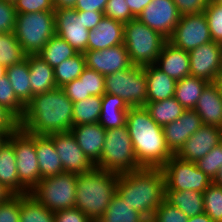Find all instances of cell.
Returning a JSON list of instances; mask_svg holds the SVG:
<instances>
[{"label": "cell", "mask_w": 222, "mask_h": 222, "mask_svg": "<svg viewBox=\"0 0 222 222\" xmlns=\"http://www.w3.org/2000/svg\"><path fill=\"white\" fill-rule=\"evenodd\" d=\"M126 126L141 167L161 168L174 155L167 146L163 127L151 118L145 106L130 107Z\"/></svg>", "instance_id": "cell-2"}, {"label": "cell", "mask_w": 222, "mask_h": 222, "mask_svg": "<svg viewBox=\"0 0 222 222\" xmlns=\"http://www.w3.org/2000/svg\"><path fill=\"white\" fill-rule=\"evenodd\" d=\"M77 14L83 15V22L85 24V28H87L89 31L93 30L104 18V12L99 11H77Z\"/></svg>", "instance_id": "cell-54"}, {"label": "cell", "mask_w": 222, "mask_h": 222, "mask_svg": "<svg viewBox=\"0 0 222 222\" xmlns=\"http://www.w3.org/2000/svg\"><path fill=\"white\" fill-rule=\"evenodd\" d=\"M77 54L78 52L67 41L55 34L37 55L54 69L64 60Z\"/></svg>", "instance_id": "cell-34"}, {"label": "cell", "mask_w": 222, "mask_h": 222, "mask_svg": "<svg viewBox=\"0 0 222 222\" xmlns=\"http://www.w3.org/2000/svg\"><path fill=\"white\" fill-rule=\"evenodd\" d=\"M129 109L130 106L119 96L105 93L98 123L106 130L125 126Z\"/></svg>", "instance_id": "cell-28"}, {"label": "cell", "mask_w": 222, "mask_h": 222, "mask_svg": "<svg viewBox=\"0 0 222 222\" xmlns=\"http://www.w3.org/2000/svg\"><path fill=\"white\" fill-rule=\"evenodd\" d=\"M61 159L64 172L82 174L91 171L95 165L87 158L70 131L48 134Z\"/></svg>", "instance_id": "cell-13"}, {"label": "cell", "mask_w": 222, "mask_h": 222, "mask_svg": "<svg viewBox=\"0 0 222 222\" xmlns=\"http://www.w3.org/2000/svg\"><path fill=\"white\" fill-rule=\"evenodd\" d=\"M6 69H7L6 66L0 64V77H3L6 75Z\"/></svg>", "instance_id": "cell-61"}, {"label": "cell", "mask_w": 222, "mask_h": 222, "mask_svg": "<svg viewBox=\"0 0 222 222\" xmlns=\"http://www.w3.org/2000/svg\"><path fill=\"white\" fill-rule=\"evenodd\" d=\"M167 41L166 37L137 18L124 24L123 44L132 65L144 67L155 64Z\"/></svg>", "instance_id": "cell-5"}, {"label": "cell", "mask_w": 222, "mask_h": 222, "mask_svg": "<svg viewBox=\"0 0 222 222\" xmlns=\"http://www.w3.org/2000/svg\"><path fill=\"white\" fill-rule=\"evenodd\" d=\"M168 41L186 52L213 41L204 12L181 16Z\"/></svg>", "instance_id": "cell-12"}, {"label": "cell", "mask_w": 222, "mask_h": 222, "mask_svg": "<svg viewBox=\"0 0 222 222\" xmlns=\"http://www.w3.org/2000/svg\"><path fill=\"white\" fill-rule=\"evenodd\" d=\"M77 174L63 172L41 179L29 192L37 202L52 212L75 208Z\"/></svg>", "instance_id": "cell-8"}, {"label": "cell", "mask_w": 222, "mask_h": 222, "mask_svg": "<svg viewBox=\"0 0 222 222\" xmlns=\"http://www.w3.org/2000/svg\"><path fill=\"white\" fill-rule=\"evenodd\" d=\"M21 195H13L0 203V222H20Z\"/></svg>", "instance_id": "cell-46"}, {"label": "cell", "mask_w": 222, "mask_h": 222, "mask_svg": "<svg viewBox=\"0 0 222 222\" xmlns=\"http://www.w3.org/2000/svg\"><path fill=\"white\" fill-rule=\"evenodd\" d=\"M147 80V102H156L174 97L177 81L155 64L143 67Z\"/></svg>", "instance_id": "cell-26"}, {"label": "cell", "mask_w": 222, "mask_h": 222, "mask_svg": "<svg viewBox=\"0 0 222 222\" xmlns=\"http://www.w3.org/2000/svg\"><path fill=\"white\" fill-rule=\"evenodd\" d=\"M0 105L10 111L19 121L24 117L26 106L17 98L8 77H0Z\"/></svg>", "instance_id": "cell-39"}, {"label": "cell", "mask_w": 222, "mask_h": 222, "mask_svg": "<svg viewBox=\"0 0 222 222\" xmlns=\"http://www.w3.org/2000/svg\"><path fill=\"white\" fill-rule=\"evenodd\" d=\"M61 89L73 103L85 99L84 79H75L65 84Z\"/></svg>", "instance_id": "cell-50"}, {"label": "cell", "mask_w": 222, "mask_h": 222, "mask_svg": "<svg viewBox=\"0 0 222 222\" xmlns=\"http://www.w3.org/2000/svg\"><path fill=\"white\" fill-rule=\"evenodd\" d=\"M55 222H93L77 208L64 209L54 212Z\"/></svg>", "instance_id": "cell-51"}, {"label": "cell", "mask_w": 222, "mask_h": 222, "mask_svg": "<svg viewBox=\"0 0 222 222\" xmlns=\"http://www.w3.org/2000/svg\"><path fill=\"white\" fill-rule=\"evenodd\" d=\"M165 200L180 209L188 218L204 213L203 192L165 190Z\"/></svg>", "instance_id": "cell-29"}, {"label": "cell", "mask_w": 222, "mask_h": 222, "mask_svg": "<svg viewBox=\"0 0 222 222\" xmlns=\"http://www.w3.org/2000/svg\"><path fill=\"white\" fill-rule=\"evenodd\" d=\"M188 53L190 75L205 79L208 82H217L222 61V44L210 41Z\"/></svg>", "instance_id": "cell-16"}, {"label": "cell", "mask_w": 222, "mask_h": 222, "mask_svg": "<svg viewBox=\"0 0 222 222\" xmlns=\"http://www.w3.org/2000/svg\"><path fill=\"white\" fill-rule=\"evenodd\" d=\"M95 167L117 174L142 168L133 149L127 126L106 130L104 147Z\"/></svg>", "instance_id": "cell-6"}, {"label": "cell", "mask_w": 222, "mask_h": 222, "mask_svg": "<svg viewBox=\"0 0 222 222\" xmlns=\"http://www.w3.org/2000/svg\"><path fill=\"white\" fill-rule=\"evenodd\" d=\"M96 222H148V220L133 210L116 192L103 216Z\"/></svg>", "instance_id": "cell-32"}, {"label": "cell", "mask_w": 222, "mask_h": 222, "mask_svg": "<svg viewBox=\"0 0 222 222\" xmlns=\"http://www.w3.org/2000/svg\"><path fill=\"white\" fill-rule=\"evenodd\" d=\"M187 222H214L205 212L194 217H189Z\"/></svg>", "instance_id": "cell-58"}, {"label": "cell", "mask_w": 222, "mask_h": 222, "mask_svg": "<svg viewBox=\"0 0 222 222\" xmlns=\"http://www.w3.org/2000/svg\"><path fill=\"white\" fill-rule=\"evenodd\" d=\"M155 65L176 81L190 75L189 53L167 41Z\"/></svg>", "instance_id": "cell-23"}, {"label": "cell", "mask_w": 222, "mask_h": 222, "mask_svg": "<svg viewBox=\"0 0 222 222\" xmlns=\"http://www.w3.org/2000/svg\"><path fill=\"white\" fill-rule=\"evenodd\" d=\"M3 1L8 2V3L15 4V2H16L17 0H3Z\"/></svg>", "instance_id": "cell-63"}, {"label": "cell", "mask_w": 222, "mask_h": 222, "mask_svg": "<svg viewBox=\"0 0 222 222\" xmlns=\"http://www.w3.org/2000/svg\"><path fill=\"white\" fill-rule=\"evenodd\" d=\"M20 121L5 107L0 105V129H18Z\"/></svg>", "instance_id": "cell-53"}, {"label": "cell", "mask_w": 222, "mask_h": 222, "mask_svg": "<svg viewBox=\"0 0 222 222\" xmlns=\"http://www.w3.org/2000/svg\"><path fill=\"white\" fill-rule=\"evenodd\" d=\"M86 67L102 74H113L132 66L124 44L102 50H87L83 53Z\"/></svg>", "instance_id": "cell-17"}, {"label": "cell", "mask_w": 222, "mask_h": 222, "mask_svg": "<svg viewBox=\"0 0 222 222\" xmlns=\"http://www.w3.org/2000/svg\"><path fill=\"white\" fill-rule=\"evenodd\" d=\"M20 207V222H55L54 212L29 194L21 195Z\"/></svg>", "instance_id": "cell-37"}, {"label": "cell", "mask_w": 222, "mask_h": 222, "mask_svg": "<svg viewBox=\"0 0 222 222\" xmlns=\"http://www.w3.org/2000/svg\"><path fill=\"white\" fill-rule=\"evenodd\" d=\"M188 217L176 206L164 200L148 222H187Z\"/></svg>", "instance_id": "cell-44"}, {"label": "cell", "mask_w": 222, "mask_h": 222, "mask_svg": "<svg viewBox=\"0 0 222 222\" xmlns=\"http://www.w3.org/2000/svg\"><path fill=\"white\" fill-rule=\"evenodd\" d=\"M6 76L17 98L26 106L31 101L28 61L24 59L18 64L8 66L6 69Z\"/></svg>", "instance_id": "cell-31"}, {"label": "cell", "mask_w": 222, "mask_h": 222, "mask_svg": "<svg viewBox=\"0 0 222 222\" xmlns=\"http://www.w3.org/2000/svg\"><path fill=\"white\" fill-rule=\"evenodd\" d=\"M202 125V119L194 109L185 110L178 119L164 125V137L170 151L176 155Z\"/></svg>", "instance_id": "cell-19"}, {"label": "cell", "mask_w": 222, "mask_h": 222, "mask_svg": "<svg viewBox=\"0 0 222 222\" xmlns=\"http://www.w3.org/2000/svg\"><path fill=\"white\" fill-rule=\"evenodd\" d=\"M14 4L0 0V33H12L16 23Z\"/></svg>", "instance_id": "cell-48"}, {"label": "cell", "mask_w": 222, "mask_h": 222, "mask_svg": "<svg viewBox=\"0 0 222 222\" xmlns=\"http://www.w3.org/2000/svg\"><path fill=\"white\" fill-rule=\"evenodd\" d=\"M70 132L87 158L95 165L101 158L106 129L99 123L72 126Z\"/></svg>", "instance_id": "cell-20"}, {"label": "cell", "mask_w": 222, "mask_h": 222, "mask_svg": "<svg viewBox=\"0 0 222 222\" xmlns=\"http://www.w3.org/2000/svg\"><path fill=\"white\" fill-rule=\"evenodd\" d=\"M181 15L173 0H152L137 17L142 23L169 39Z\"/></svg>", "instance_id": "cell-14"}, {"label": "cell", "mask_w": 222, "mask_h": 222, "mask_svg": "<svg viewBox=\"0 0 222 222\" xmlns=\"http://www.w3.org/2000/svg\"><path fill=\"white\" fill-rule=\"evenodd\" d=\"M221 142L222 128L203 124L188 138L176 156L186 161L196 162Z\"/></svg>", "instance_id": "cell-18"}, {"label": "cell", "mask_w": 222, "mask_h": 222, "mask_svg": "<svg viewBox=\"0 0 222 222\" xmlns=\"http://www.w3.org/2000/svg\"><path fill=\"white\" fill-rule=\"evenodd\" d=\"M14 34L27 55L38 54L56 34L55 12L17 13Z\"/></svg>", "instance_id": "cell-7"}, {"label": "cell", "mask_w": 222, "mask_h": 222, "mask_svg": "<svg viewBox=\"0 0 222 222\" xmlns=\"http://www.w3.org/2000/svg\"><path fill=\"white\" fill-rule=\"evenodd\" d=\"M102 107V96H90L73 103V126L98 123Z\"/></svg>", "instance_id": "cell-35"}, {"label": "cell", "mask_w": 222, "mask_h": 222, "mask_svg": "<svg viewBox=\"0 0 222 222\" xmlns=\"http://www.w3.org/2000/svg\"><path fill=\"white\" fill-rule=\"evenodd\" d=\"M108 0H77L74 9L77 11L104 12Z\"/></svg>", "instance_id": "cell-52"}, {"label": "cell", "mask_w": 222, "mask_h": 222, "mask_svg": "<svg viewBox=\"0 0 222 222\" xmlns=\"http://www.w3.org/2000/svg\"><path fill=\"white\" fill-rule=\"evenodd\" d=\"M86 68L85 57L83 53H78L72 58L66 59L54 68V79L57 88L78 79Z\"/></svg>", "instance_id": "cell-36"}, {"label": "cell", "mask_w": 222, "mask_h": 222, "mask_svg": "<svg viewBox=\"0 0 222 222\" xmlns=\"http://www.w3.org/2000/svg\"><path fill=\"white\" fill-rule=\"evenodd\" d=\"M104 17L114 19L123 24L135 19L126 0H108L104 9Z\"/></svg>", "instance_id": "cell-45"}, {"label": "cell", "mask_w": 222, "mask_h": 222, "mask_svg": "<svg viewBox=\"0 0 222 222\" xmlns=\"http://www.w3.org/2000/svg\"><path fill=\"white\" fill-rule=\"evenodd\" d=\"M217 82L220 84L222 82V61H221V66H220V72L217 77Z\"/></svg>", "instance_id": "cell-62"}, {"label": "cell", "mask_w": 222, "mask_h": 222, "mask_svg": "<svg viewBox=\"0 0 222 222\" xmlns=\"http://www.w3.org/2000/svg\"><path fill=\"white\" fill-rule=\"evenodd\" d=\"M79 79H84L85 99L90 96H103L105 94V76L102 74L86 67Z\"/></svg>", "instance_id": "cell-43"}, {"label": "cell", "mask_w": 222, "mask_h": 222, "mask_svg": "<svg viewBox=\"0 0 222 222\" xmlns=\"http://www.w3.org/2000/svg\"><path fill=\"white\" fill-rule=\"evenodd\" d=\"M17 129H0V148L9 140V136Z\"/></svg>", "instance_id": "cell-57"}, {"label": "cell", "mask_w": 222, "mask_h": 222, "mask_svg": "<svg viewBox=\"0 0 222 222\" xmlns=\"http://www.w3.org/2000/svg\"><path fill=\"white\" fill-rule=\"evenodd\" d=\"M13 143L19 182L30 192L41 180L35 150V134L18 128L9 136Z\"/></svg>", "instance_id": "cell-11"}, {"label": "cell", "mask_w": 222, "mask_h": 222, "mask_svg": "<svg viewBox=\"0 0 222 222\" xmlns=\"http://www.w3.org/2000/svg\"><path fill=\"white\" fill-rule=\"evenodd\" d=\"M124 42V24L104 17L88 35L87 50H102Z\"/></svg>", "instance_id": "cell-22"}, {"label": "cell", "mask_w": 222, "mask_h": 222, "mask_svg": "<svg viewBox=\"0 0 222 222\" xmlns=\"http://www.w3.org/2000/svg\"><path fill=\"white\" fill-rule=\"evenodd\" d=\"M152 0H126L127 5L135 18H137L142 10L151 2Z\"/></svg>", "instance_id": "cell-55"}, {"label": "cell", "mask_w": 222, "mask_h": 222, "mask_svg": "<svg viewBox=\"0 0 222 222\" xmlns=\"http://www.w3.org/2000/svg\"><path fill=\"white\" fill-rule=\"evenodd\" d=\"M208 83L205 79L188 75L177 81L174 98L186 110L194 109Z\"/></svg>", "instance_id": "cell-30"}, {"label": "cell", "mask_w": 222, "mask_h": 222, "mask_svg": "<svg viewBox=\"0 0 222 222\" xmlns=\"http://www.w3.org/2000/svg\"><path fill=\"white\" fill-rule=\"evenodd\" d=\"M13 194L0 183V203L6 202Z\"/></svg>", "instance_id": "cell-59"}, {"label": "cell", "mask_w": 222, "mask_h": 222, "mask_svg": "<svg viewBox=\"0 0 222 222\" xmlns=\"http://www.w3.org/2000/svg\"><path fill=\"white\" fill-rule=\"evenodd\" d=\"M204 212L214 221L222 222V187L212 182L203 192Z\"/></svg>", "instance_id": "cell-40"}, {"label": "cell", "mask_w": 222, "mask_h": 222, "mask_svg": "<svg viewBox=\"0 0 222 222\" xmlns=\"http://www.w3.org/2000/svg\"><path fill=\"white\" fill-rule=\"evenodd\" d=\"M214 183L220 185L222 187V166L218 171L217 176L215 177V179L213 180Z\"/></svg>", "instance_id": "cell-60"}, {"label": "cell", "mask_w": 222, "mask_h": 222, "mask_svg": "<svg viewBox=\"0 0 222 222\" xmlns=\"http://www.w3.org/2000/svg\"><path fill=\"white\" fill-rule=\"evenodd\" d=\"M204 14L212 40L222 44V4L216 0H210Z\"/></svg>", "instance_id": "cell-41"}, {"label": "cell", "mask_w": 222, "mask_h": 222, "mask_svg": "<svg viewBox=\"0 0 222 222\" xmlns=\"http://www.w3.org/2000/svg\"><path fill=\"white\" fill-rule=\"evenodd\" d=\"M20 43L12 33H0V64L8 67L18 64L26 58Z\"/></svg>", "instance_id": "cell-38"}, {"label": "cell", "mask_w": 222, "mask_h": 222, "mask_svg": "<svg viewBox=\"0 0 222 222\" xmlns=\"http://www.w3.org/2000/svg\"><path fill=\"white\" fill-rule=\"evenodd\" d=\"M119 174L94 167L77 175L75 208L98 221L117 190Z\"/></svg>", "instance_id": "cell-4"}, {"label": "cell", "mask_w": 222, "mask_h": 222, "mask_svg": "<svg viewBox=\"0 0 222 222\" xmlns=\"http://www.w3.org/2000/svg\"><path fill=\"white\" fill-rule=\"evenodd\" d=\"M194 110L201 117L204 125L222 128V86L218 82H209Z\"/></svg>", "instance_id": "cell-21"}, {"label": "cell", "mask_w": 222, "mask_h": 222, "mask_svg": "<svg viewBox=\"0 0 222 222\" xmlns=\"http://www.w3.org/2000/svg\"><path fill=\"white\" fill-rule=\"evenodd\" d=\"M0 183L13 195L29 194L19 182L15 151L10 140L0 148Z\"/></svg>", "instance_id": "cell-24"}, {"label": "cell", "mask_w": 222, "mask_h": 222, "mask_svg": "<svg viewBox=\"0 0 222 222\" xmlns=\"http://www.w3.org/2000/svg\"><path fill=\"white\" fill-rule=\"evenodd\" d=\"M181 16L205 11L210 0H173Z\"/></svg>", "instance_id": "cell-49"}, {"label": "cell", "mask_w": 222, "mask_h": 222, "mask_svg": "<svg viewBox=\"0 0 222 222\" xmlns=\"http://www.w3.org/2000/svg\"><path fill=\"white\" fill-rule=\"evenodd\" d=\"M165 177L161 168L142 167L119 174L116 192L147 220L165 200Z\"/></svg>", "instance_id": "cell-3"}, {"label": "cell", "mask_w": 222, "mask_h": 222, "mask_svg": "<svg viewBox=\"0 0 222 222\" xmlns=\"http://www.w3.org/2000/svg\"><path fill=\"white\" fill-rule=\"evenodd\" d=\"M195 164L213 181L222 166V142L216 145L208 154L198 159Z\"/></svg>", "instance_id": "cell-42"}, {"label": "cell", "mask_w": 222, "mask_h": 222, "mask_svg": "<svg viewBox=\"0 0 222 222\" xmlns=\"http://www.w3.org/2000/svg\"><path fill=\"white\" fill-rule=\"evenodd\" d=\"M31 99L33 96L57 88L54 79V69L37 54H28Z\"/></svg>", "instance_id": "cell-25"}, {"label": "cell", "mask_w": 222, "mask_h": 222, "mask_svg": "<svg viewBox=\"0 0 222 222\" xmlns=\"http://www.w3.org/2000/svg\"><path fill=\"white\" fill-rule=\"evenodd\" d=\"M105 93L119 96L130 107L145 106L147 80L144 68L132 65L128 69L106 75Z\"/></svg>", "instance_id": "cell-9"}, {"label": "cell", "mask_w": 222, "mask_h": 222, "mask_svg": "<svg viewBox=\"0 0 222 222\" xmlns=\"http://www.w3.org/2000/svg\"><path fill=\"white\" fill-rule=\"evenodd\" d=\"M77 0H53L54 10L74 8Z\"/></svg>", "instance_id": "cell-56"}, {"label": "cell", "mask_w": 222, "mask_h": 222, "mask_svg": "<svg viewBox=\"0 0 222 222\" xmlns=\"http://www.w3.org/2000/svg\"><path fill=\"white\" fill-rule=\"evenodd\" d=\"M73 102L61 88L32 97L26 105L20 128L29 134L67 132L73 126Z\"/></svg>", "instance_id": "cell-1"}, {"label": "cell", "mask_w": 222, "mask_h": 222, "mask_svg": "<svg viewBox=\"0 0 222 222\" xmlns=\"http://www.w3.org/2000/svg\"><path fill=\"white\" fill-rule=\"evenodd\" d=\"M55 33L78 53L87 51L89 30L85 28L83 15L74 8L55 10Z\"/></svg>", "instance_id": "cell-15"}, {"label": "cell", "mask_w": 222, "mask_h": 222, "mask_svg": "<svg viewBox=\"0 0 222 222\" xmlns=\"http://www.w3.org/2000/svg\"><path fill=\"white\" fill-rule=\"evenodd\" d=\"M161 169L165 177V190L204 192L213 182L197 168L195 162L180 159L176 155H173Z\"/></svg>", "instance_id": "cell-10"}, {"label": "cell", "mask_w": 222, "mask_h": 222, "mask_svg": "<svg viewBox=\"0 0 222 222\" xmlns=\"http://www.w3.org/2000/svg\"><path fill=\"white\" fill-rule=\"evenodd\" d=\"M145 108L151 118L162 127L178 119L186 110L174 97L156 102H146Z\"/></svg>", "instance_id": "cell-33"}, {"label": "cell", "mask_w": 222, "mask_h": 222, "mask_svg": "<svg viewBox=\"0 0 222 222\" xmlns=\"http://www.w3.org/2000/svg\"><path fill=\"white\" fill-rule=\"evenodd\" d=\"M14 6L16 13L55 12L53 0H17Z\"/></svg>", "instance_id": "cell-47"}, {"label": "cell", "mask_w": 222, "mask_h": 222, "mask_svg": "<svg viewBox=\"0 0 222 222\" xmlns=\"http://www.w3.org/2000/svg\"><path fill=\"white\" fill-rule=\"evenodd\" d=\"M35 150L41 179L53 177L64 172L53 140L48 135H35Z\"/></svg>", "instance_id": "cell-27"}]
</instances>
